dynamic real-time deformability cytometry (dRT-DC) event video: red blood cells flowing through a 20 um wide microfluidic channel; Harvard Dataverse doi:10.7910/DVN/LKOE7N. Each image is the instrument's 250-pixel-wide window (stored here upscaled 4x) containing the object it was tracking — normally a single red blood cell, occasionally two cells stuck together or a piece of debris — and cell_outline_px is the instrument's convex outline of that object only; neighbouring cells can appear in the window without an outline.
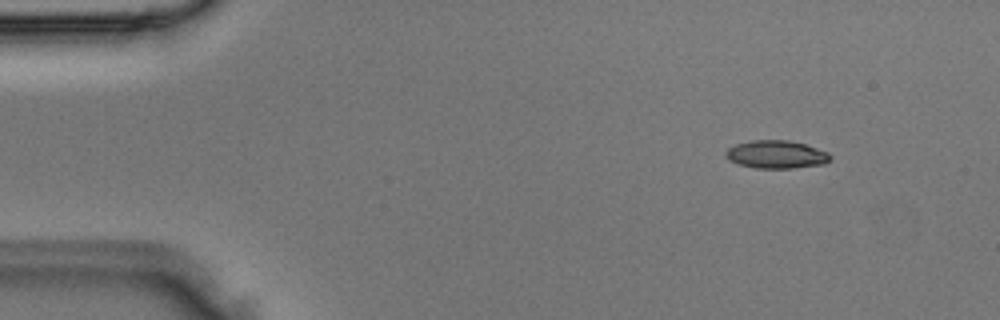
{"species": "Egyptian fruit bat (a non-hibernating species)", "species_latin": "Rousettus aegyptiacus", "temperature_condition": "room temperature", "stored_images_in_passage": 3, "camera_frame_rate_fps": 3000, "um_per_image_px": 0.085, "animal": {"sex": "male"}, "frame": {"image": 1, "passage_image": 1, "time_ms": 0.0, "image_size_px": [1000, 320], "cell_outline_px": [[832, 156], [824, 164], [792, 168], [756, 168], [740, 164], [728, 160], [724, 156], [724, 152], [728, 148], [736, 144], [752, 140], [788, 140], [804, 144], [828, 152]], "centroid_in_image_um": [65.95, 13.12], "position_along_channel_um": 19.0, "area_um2": 16.99}}
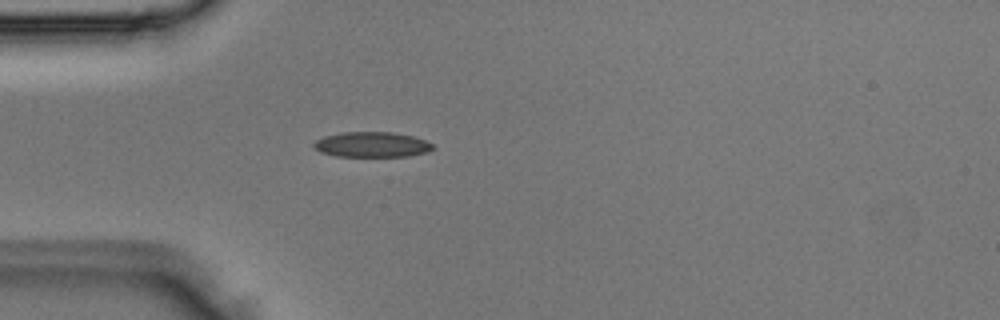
{"frame": {"image": 2, "passage_image": 3, "time_ms": 0.667, "image_size_px": [1000, 320], "cell_outline_px": [[436, 148], [428, 152], [408, 156], [336, 156], [320, 152], [312, 144], [316, 140], [324, 136], [340, 132], [392, 132], [412, 136], [424, 140], [432, 144]], "centroid_in_image_um": [31.61, 12.28], "position_along_channel_um": 53.4, "area_um2": 17.51}}